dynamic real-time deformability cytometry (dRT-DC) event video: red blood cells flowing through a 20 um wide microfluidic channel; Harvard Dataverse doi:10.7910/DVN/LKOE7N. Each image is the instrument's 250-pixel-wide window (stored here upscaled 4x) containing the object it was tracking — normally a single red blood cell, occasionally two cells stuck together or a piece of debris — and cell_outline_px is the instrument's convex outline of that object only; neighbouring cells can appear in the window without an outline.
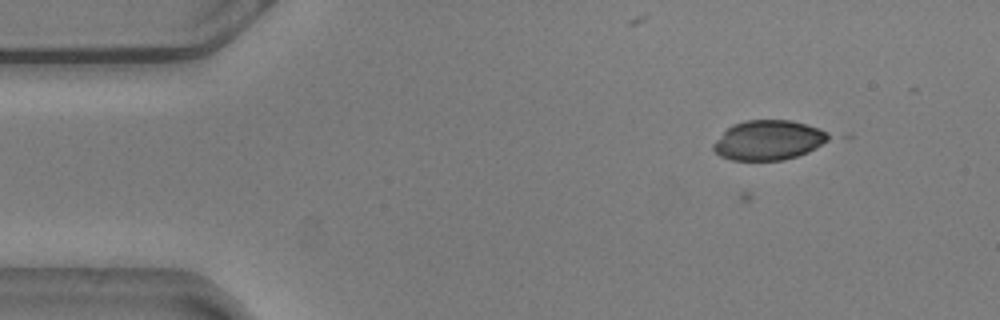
{"species": "common noctule bat (a hibernating species)", "species_latin": "Nyctalus noctula", "temperature_condition": "warm", "stored_images_in_passage": 34, "camera_frame_rate_fps": 3000, "um_per_image_px": 0.085, "animal": {"sex": "male", "body_mass_g": 20.5, "forearm_length_mm": 52.5}, "frame": {"image": 1, "passage_image": 3, "time_ms": 0.667, "image_size_px": [1000, 320], "cell_outline_px": [[836, 136], [816, 148], [808, 152], [784, 160], [732, 160], [720, 156], [712, 148], [712, 144], [732, 124], [744, 120], [792, 120], [820, 128]], "centroid_in_image_um": [65.37, 11.9], "position_along_channel_um": 19.6, "area_um2": 26.93}}
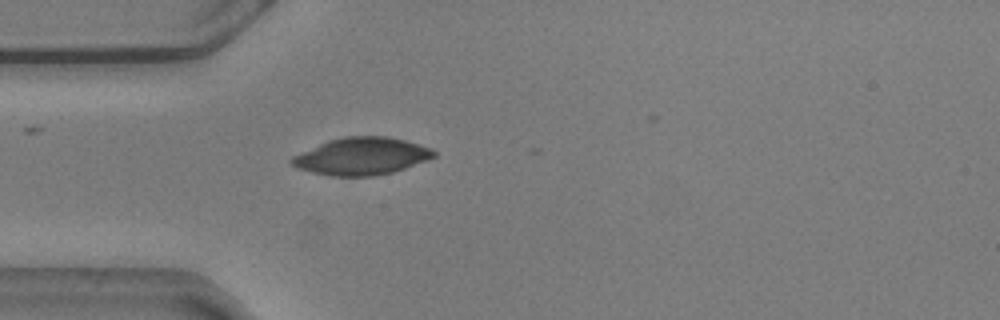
{"frame": {"image": 2, "passage_image": 12, "time_ms": 3.667, "image_size_px": [1000, 320], "cell_outline_px": [[436, 156], [428, 160], [392, 172], [372, 176], [332, 176], [312, 172], [296, 168], [288, 160], [292, 156], [328, 140], [344, 136], [388, 136], [404, 140], [432, 148], [436, 152]], "centroid_in_image_um": [30.72, 13.27], "position_along_channel_um": 54.3, "area_um2": 30.92}}
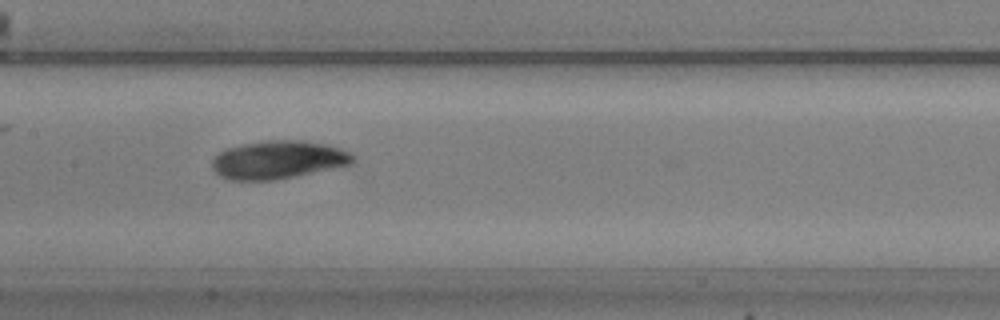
{"frame": {"image": 3, "passage_image": 23, "time_ms": 7.333, "image_size_px": [1000, 320], "cell_outline_px": [[356, 160], [352, 164], [276, 180], [232, 180], [220, 176], [212, 168], [212, 160], [224, 148], [264, 140], [300, 140], [324, 144], [340, 148], [348, 152]], "centroid_in_image_um": [23.62, 13.58], "position_along_channel_um": 183.8, "area_um2": 31.15}}